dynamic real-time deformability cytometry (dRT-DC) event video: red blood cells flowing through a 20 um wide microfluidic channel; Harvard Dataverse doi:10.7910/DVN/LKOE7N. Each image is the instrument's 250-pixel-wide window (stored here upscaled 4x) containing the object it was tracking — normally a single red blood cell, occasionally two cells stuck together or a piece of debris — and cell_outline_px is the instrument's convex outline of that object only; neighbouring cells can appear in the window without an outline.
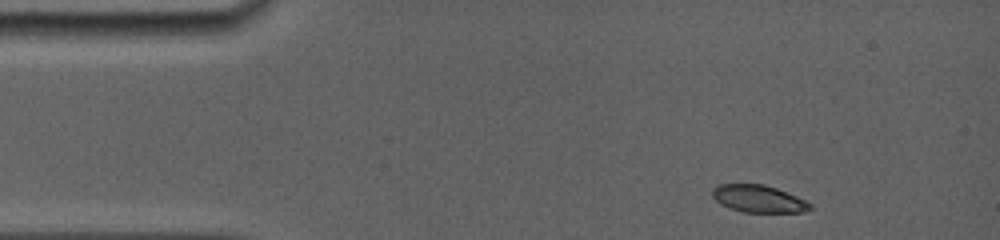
{"species": "common noctule bat (a hibernating species)", "species_latin": "Nyctalus noctula", "temperature_condition": "room temperature", "stored_images_in_passage": 32, "camera_frame_rate_fps": 5000, "um_per_image_px": 0.085, "animal": {"sex": "female", "body_mass_g": 19.0, "forearm_length_mm": 56.7}, "frame": {"image": 1, "passage_image": 1, "time_ms": 0.0, "image_size_px": [1000, 240], "cell_outline_px": [[812, 208], [804, 212], [744, 212], [720, 204], [712, 196], [712, 188], [716, 184], [764, 184], [776, 188], [796, 196], [812, 204]], "centroid_in_image_um": [64.46, 16.89], "position_along_channel_um": 20.5, "area_um2": 15.49}}
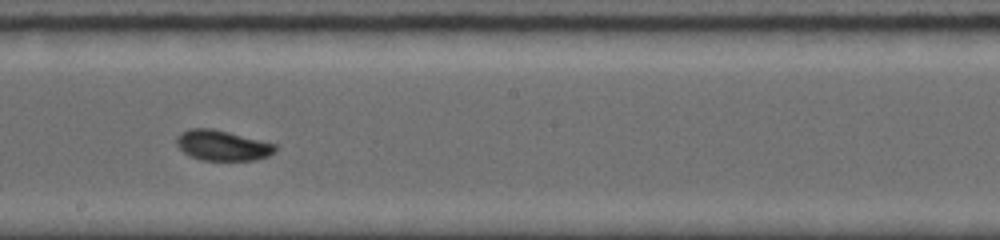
{"frame": {"image": 2, "passage_image": 19, "time_ms": 7.2, "image_size_px": [1000, 240], "cell_outline_px": [[276, 148], [268, 156], [256, 160], [200, 160], [184, 152], [176, 144], [176, 136], [180, 132], [188, 128], [212, 128], [276, 144]], "centroid_in_image_um": [18.86, 12.35], "position_along_channel_um": 229.3, "area_um2": 17.34}}
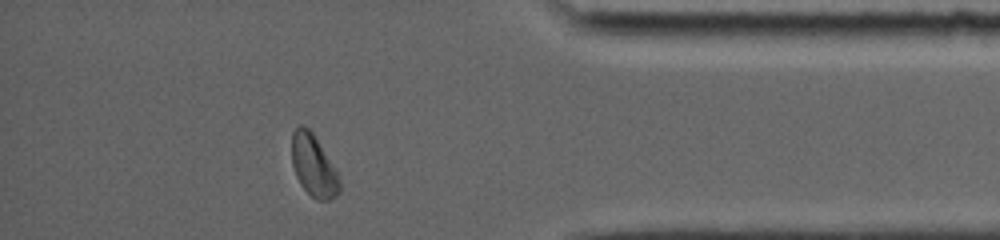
{"frame": {"image": 3, "passage_image": 32, "time_ms": 12.2, "image_size_px": [1000, 240], "cell_outline_px": [[340, 192], [336, 196], [328, 200], [316, 200], [300, 184], [296, 176], [292, 164], [292, 132], [300, 124], [308, 128], [312, 132], [336, 168], [340, 180]], "centroid_in_image_um": [26.66, 14.09], "position_along_channel_um": 408.5, "area_um2": 17.22}, "authors_computed_cell_mechanics": {"area_um2": 17.0799, "velocity_mm_per_s": 3.8795, "shape_relaxation_time_tau1_ms": 5.9425, "shape_relaxation_time_tau2_ms": null, "deformation_change_tau1": 0.1258, "deformation_change_tau2": null}}